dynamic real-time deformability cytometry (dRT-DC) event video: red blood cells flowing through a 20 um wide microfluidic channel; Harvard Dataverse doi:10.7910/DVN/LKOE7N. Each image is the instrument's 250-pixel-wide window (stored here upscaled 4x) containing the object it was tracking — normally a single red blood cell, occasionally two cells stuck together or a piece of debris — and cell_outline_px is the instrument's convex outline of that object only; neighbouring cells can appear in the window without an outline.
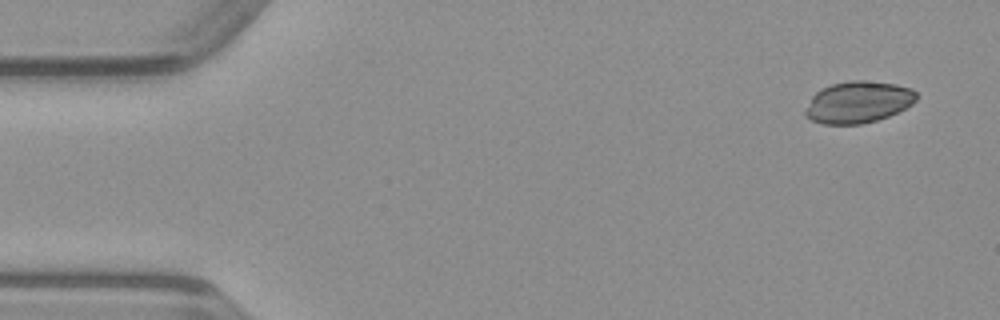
{"species": "common noctule bat (a hibernating species)", "species_latin": "Nyctalus noctula", "temperature_condition": "warm", "stored_images_in_passage": 13, "camera_frame_rate_fps": 3000, "um_per_image_px": 0.085, "animal": {"sex": "male", "body_mass_g": 23.1, "forearm_length_mm": 52.7}, "frame": {"image": 1, "passage_image": 1, "time_ms": 0.0, "image_size_px": [1000, 320], "cell_outline_px": [[916, 100], [912, 104], [888, 116], [876, 120], [860, 124], [824, 124], [812, 120], [804, 116], [804, 108], [812, 96], [820, 88], [832, 84], [848, 80], [864, 80], [896, 84], [912, 88], [916, 92]], "centroid_in_image_um": [72.91, 8.67], "position_along_channel_um": 12.1, "area_um2": 27.11}}
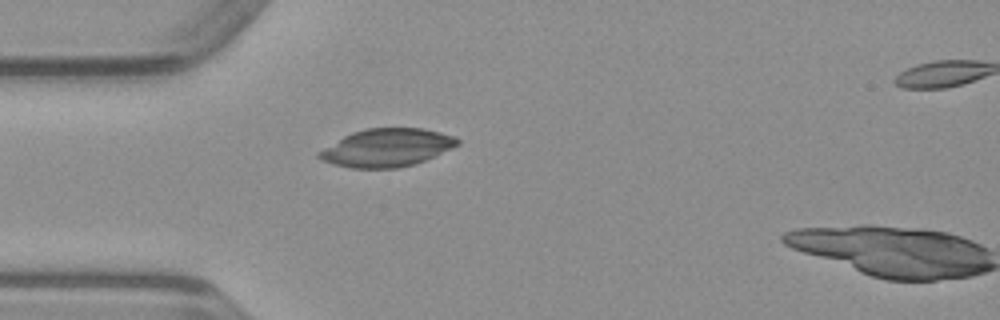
{"frame": {"image": 2, "passage_image": 12, "time_ms": 3.667, "image_size_px": [1000, 320], "cell_outline_px": [[460, 144], [452, 148], [416, 164], [396, 168], [352, 168], [332, 164], [316, 156], [316, 152], [344, 136], [352, 132], [364, 128], [424, 128], [456, 136], [460, 140]], "centroid_in_image_um": [32.89, 12.55], "position_along_channel_um": 52.1, "area_um2": 30.75}}